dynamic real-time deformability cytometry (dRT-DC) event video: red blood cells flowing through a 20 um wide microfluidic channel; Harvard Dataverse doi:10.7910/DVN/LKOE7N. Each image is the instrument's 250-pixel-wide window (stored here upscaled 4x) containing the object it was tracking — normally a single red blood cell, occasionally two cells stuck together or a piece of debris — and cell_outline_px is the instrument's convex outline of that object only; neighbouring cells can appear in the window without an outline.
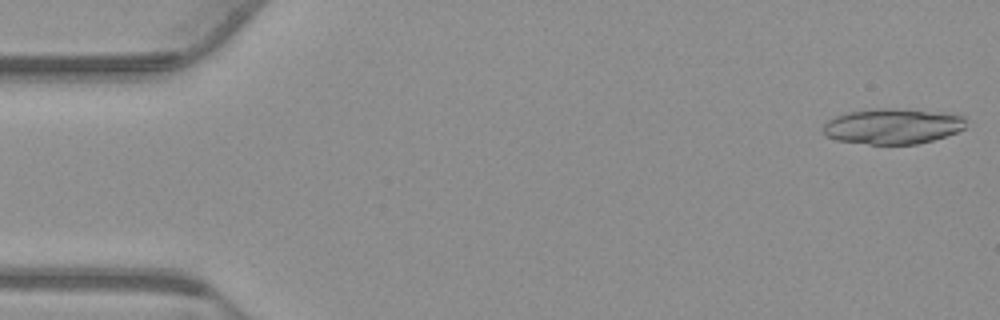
{"species": "common noctule bat (a hibernating species)", "species_latin": "Nyctalus noctula", "temperature_condition": "warm", "stored_images_in_passage": 18, "camera_frame_rate_fps": 3000, "um_per_image_px": 0.085, "animal": {"sex": "male", "body_mass_g": 23.1, "forearm_length_mm": 52.7}, "frame": {"image": 1, "passage_image": 1, "time_ms": 0.0, "image_size_px": [1000, 320], "cell_outline_px": [[964, 128], [956, 132], [932, 140], [916, 144], [868, 144], [836, 140], [824, 136], [824, 124], [828, 120], [836, 116], [848, 112], [876, 108], [896, 108], [960, 112], [964, 116]], "centroid_in_image_um": [75.92, 10.7], "position_along_channel_um": 9.1, "area_um2": 30.0}}